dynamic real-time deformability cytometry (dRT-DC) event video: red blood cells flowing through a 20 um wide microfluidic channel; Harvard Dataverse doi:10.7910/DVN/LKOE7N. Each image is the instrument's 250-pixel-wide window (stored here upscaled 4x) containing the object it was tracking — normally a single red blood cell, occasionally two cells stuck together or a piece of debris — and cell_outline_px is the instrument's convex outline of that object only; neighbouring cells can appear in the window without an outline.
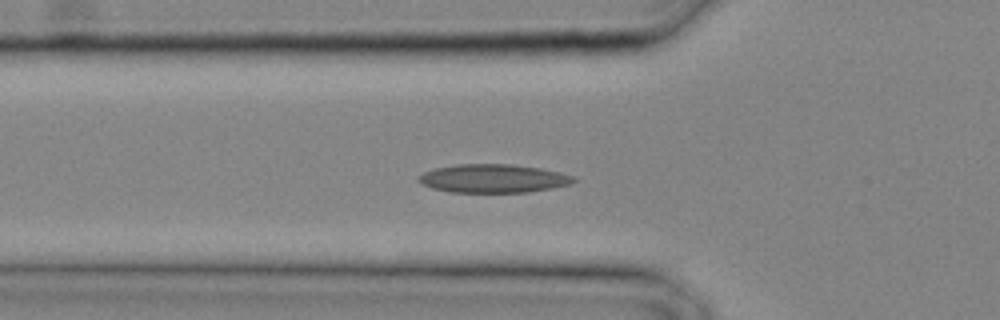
{"species": "common noctule bat (a hibernating species)", "species_latin": "Nyctalus noctula", "temperature_condition": "cold", "stored_images_in_passage": 28, "camera_frame_rate_fps": 3000, "um_per_image_px": 0.085, "animal": {"sex": "male", "body_mass_g": 20.4}, "frame": {"image": 1, "passage_image": 9, "time_ms": 2.667, "image_size_px": [1000, 320], "cell_outline_px": [[576, 180], [572, 184], [552, 188], [528, 192], [448, 192], [432, 188], [420, 184], [416, 180], [416, 176], [424, 172], [436, 168], [456, 164], [512, 164], [540, 168], [560, 172], [572, 176]], "centroid_in_image_um": [41.88, 15.17], "position_along_channel_um": 83.9, "area_um2": 25.89}}